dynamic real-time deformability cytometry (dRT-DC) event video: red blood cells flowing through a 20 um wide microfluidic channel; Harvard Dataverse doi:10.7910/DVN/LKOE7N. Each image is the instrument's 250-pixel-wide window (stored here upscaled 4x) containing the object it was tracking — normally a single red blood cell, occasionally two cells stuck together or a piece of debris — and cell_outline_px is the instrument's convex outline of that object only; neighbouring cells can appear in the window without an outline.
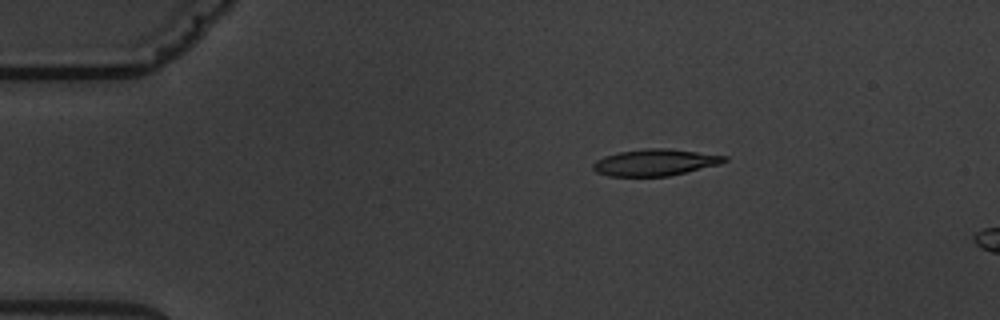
{"species": "common noctule bat (a hibernating species)", "species_latin": "Nyctalus noctula", "temperature_condition": "warm", "stored_images_in_passage": 2, "camera_frame_rate_fps": 3000, "um_per_image_px": 0.085, "animal": {"sex": "male", "body_mass_g": 19.5, "forearm_length_mm": 54.6}, "frame": {"image": 1, "passage_image": 1, "time_ms": 0.0, "image_size_px": [1000, 320], "cell_outline_px": [[728, 160], [720, 164], [668, 176], [608, 176], [596, 172], [592, 168], [592, 164], [596, 160], [604, 156], [620, 152], [644, 148], [668, 148], [728, 156]], "centroid_in_image_um": [55.67, 13.8], "position_along_channel_um": 29.3, "area_um2": 20.35}}